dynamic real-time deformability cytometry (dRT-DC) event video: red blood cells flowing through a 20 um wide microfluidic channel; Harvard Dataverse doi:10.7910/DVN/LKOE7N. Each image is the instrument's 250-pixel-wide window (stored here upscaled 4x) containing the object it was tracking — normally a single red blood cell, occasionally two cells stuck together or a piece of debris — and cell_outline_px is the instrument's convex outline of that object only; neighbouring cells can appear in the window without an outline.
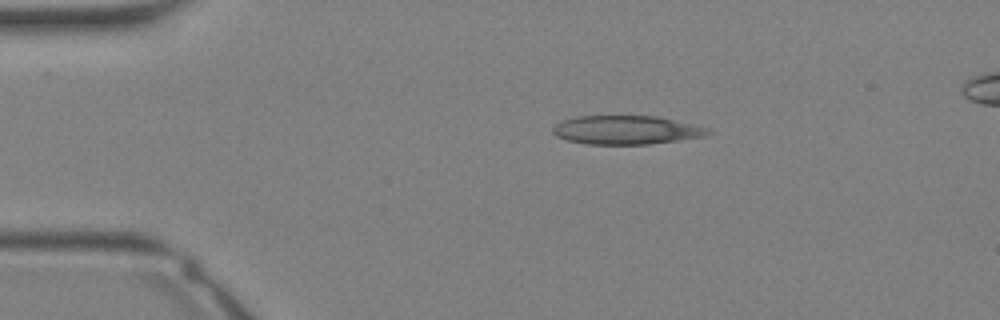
{"species": "Egyptian fruit bat (a non-hibernating species)", "species_latin": "Rousettus aegyptiacus", "temperature_condition": "warm", "stored_images_in_passage": 34, "camera_frame_rate_fps": 3000, "um_per_image_px": 0.085, "animal": {"sex": "female"}, "frame": {"image": 1, "passage_image": 6, "time_ms": 1.667, "image_size_px": [1000, 320], "cell_outline_px": [[712, 132], [704, 136], [648, 144], [588, 144], [568, 140], [556, 136], [552, 132], [552, 128], [560, 120], [576, 116], [656, 116], [692, 124], [708, 128]], "centroid_in_image_um": [53.18, 11.04], "position_along_channel_um": 31.8, "area_um2": 25.78}}
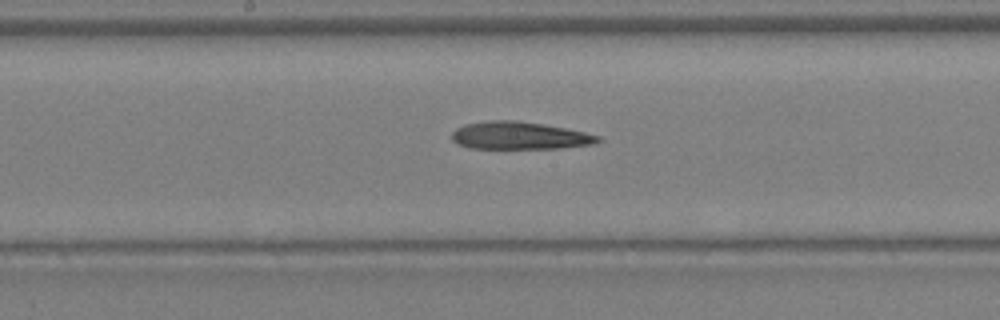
{"frame": {"image": 2, "passage_image": 17, "time_ms": 5.333, "image_size_px": [1000, 320], "cell_outline_px": [[604, 140], [596, 144], [560, 148], [468, 148], [456, 144], [452, 140], [452, 132], [456, 128], [464, 124], [488, 120], [516, 120], [544, 124], [584, 132], [600, 136]], "centroid_in_image_um": [44.16, 11.52], "position_along_channel_um": 204.0, "area_um2": 23.7}}
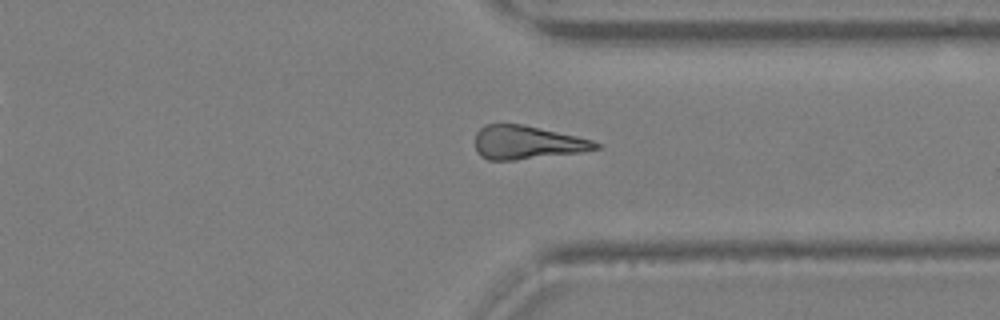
{"frame": {"image": 3, "passage_image": 25, "time_ms": 8.0, "image_size_px": [1000, 320], "cell_outline_px": [[604, 144], [600, 148], [580, 152], [516, 160], [488, 160], [480, 156], [476, 152], [476, 132], [484, 124], [520, 124], [576, 136], [592, 140]], "centroid_in_image_um": [44.79, 12.12], "position_along_channel_um": 366.6, "area_um2": 23.47}}